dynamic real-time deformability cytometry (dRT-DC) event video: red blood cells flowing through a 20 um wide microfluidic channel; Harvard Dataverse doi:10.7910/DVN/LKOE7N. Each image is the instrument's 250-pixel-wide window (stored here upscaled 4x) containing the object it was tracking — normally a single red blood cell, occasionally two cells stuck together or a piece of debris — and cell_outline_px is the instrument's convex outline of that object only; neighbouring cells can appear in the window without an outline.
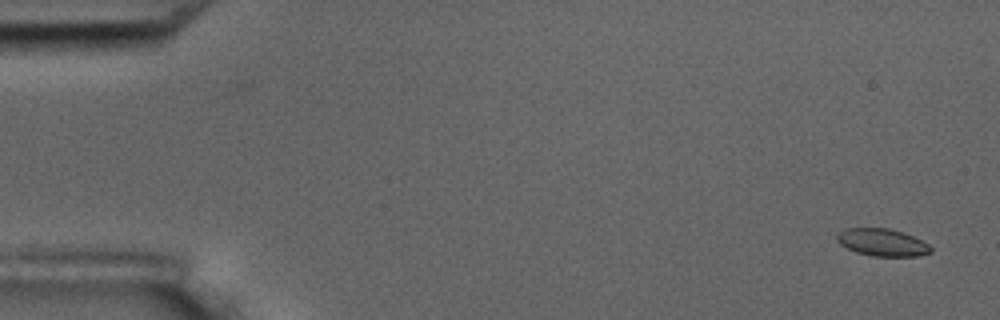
{"species": "common noctule bat (a hibernating species)", "species_latin": "Nyctalus noctula", "temperature_condition": "room temperature", "stored_images_in_passage": 2, "camera_frame_rate_fps": 3000, "um_per_image_px": 0.085, "animal": {"sex": "male", "body_mass_g": 17.5, "forearm_length_mm": 52.3}, "frame": {"image": 1, "passage_image": 2, "time_ms": 1.0, "image_size_px": [1000, 320], "cell_outline_px": [[932, 252], [916, 256], [872, 256], [856, 252], [840, 244], [836, 240], [836, 236], [844, 228], [888, 228], [912, 236], [928, 244], [932, 248]], "centroid_in_image_um": [74.97, 20.61], "position_along_channel_um": 10.0, "area_um2": 14.8}}